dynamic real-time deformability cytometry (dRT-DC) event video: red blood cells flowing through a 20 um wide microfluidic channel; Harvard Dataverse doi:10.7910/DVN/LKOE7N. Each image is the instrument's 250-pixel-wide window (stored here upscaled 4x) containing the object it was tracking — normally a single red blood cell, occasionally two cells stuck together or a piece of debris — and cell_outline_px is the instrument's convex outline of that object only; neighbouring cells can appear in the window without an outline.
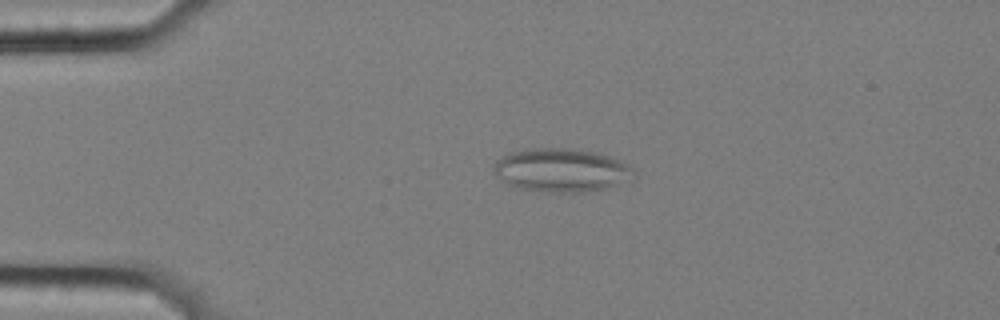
{"species": "common noctule bat (a hibernating species)", "species_latin": "Nyctalus noctula", "temperature_condition": "cold", "stored_images_in_passage": 57, "segment_of_instrument_passage": [1, 2], "camera_frame_rate_fps": 3000, "um_per_image_px": 0.085, "animal": {"sex": "female", "body_mass_g": 25.1}, "frame": {"image": 1, "passage_image": 13, "time_ms": 4.0, "image_size_px": [1000, 320], "cell_outline_px": [[636, 172], [632, 180], [608, 188], [584, 192], [540, 192], [520, 188], [508, 184], [496, 176], [492, 172], [492, 164], [496, 160], [512, 152], [524, 148], [572, 148], [596, 152], [620, 160], [628, 164]], "centroid_in_image_um": [47.72, 14.47], "position_along_channel_um": 37.3, "area_um2": 36.01}}